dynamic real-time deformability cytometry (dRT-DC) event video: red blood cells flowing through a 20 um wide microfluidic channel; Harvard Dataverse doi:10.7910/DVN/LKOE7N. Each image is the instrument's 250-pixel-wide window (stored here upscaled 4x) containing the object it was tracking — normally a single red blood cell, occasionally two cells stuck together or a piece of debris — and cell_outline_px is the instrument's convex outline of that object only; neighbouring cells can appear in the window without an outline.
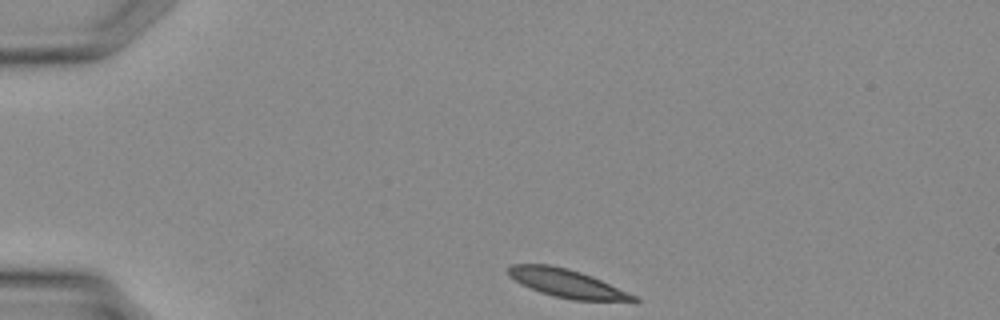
{"species": "Egyptian fruit bat (a non-hibernating species)", "species_latin": "Rousettus aegyptiacus", "temperature_condition": "warm", "stored_images_in_passage": 30, "camera_frame_rate_fps": 3000, "um_per_image_px": 0.085, "animal": {"sex": "female"}, "frame": {"image": 1, "passage_image": 1, "time_ms": 0.0, "image_size_px": [1000, 320], "cell_outline_px": [[640, 300], [636, 304], [572, 300], [552, 296], [540, 292], [508, 276], [508, 264], [548, 264], [568, 268], [592, 276], [636, 296]], "centroid_in_image_um": [48.32, 24.13], "position_along_channel_um": 36.7, "area_um2": 21.15}}
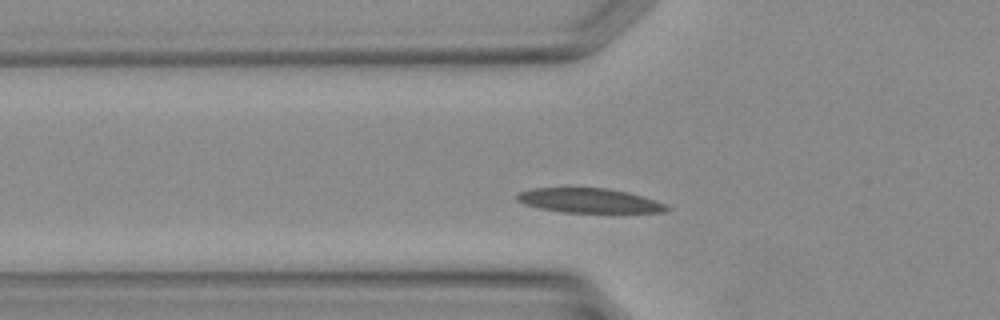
{"frame": {"image": 2, "passage_image": 6, "time_ms": 1.667, "image_size_px": [1000, 320], "cell_outline_px": [[672, 208], [664, 212], [560, 212], [540, 208], [524, 204], [516, 200], [516, 196], [520, 192], [532, 188], [608, 188], [628, 192], [656, 200], [668, 204]], "centroid_in_image_um": [50.11, 17.05], "position_along_channel_um": 75.7, "area_um2": 21.39}}
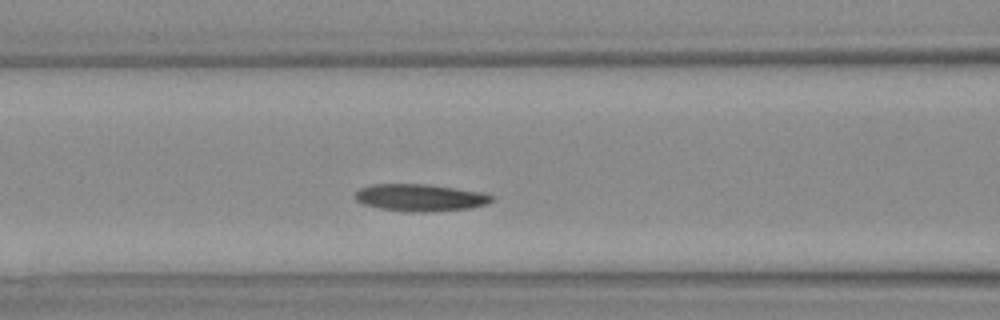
{"frame": {"image": 3, "passage_image": 9, "time_ms": 2.667, "image_size_px": [1000, 320], "cell_outline_px": [[492, 200], [488, 204], [468, 208], [432, 212], [412, 212], [380, 208], [364, 204], [356, 200], [356, 192], [360, 188], [372, 184], [424, 184], [456, 188], [484, 192], [492, 196]], "centroid_in_image_um": [35.74, 16.79], "position_along_channel_um": 130.9, "area_um2": 21.5}}